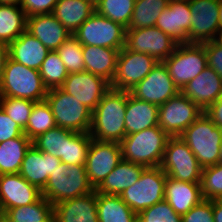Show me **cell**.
<instances>
[{"label": "cell", "instance_id": "cell-7", "mask_svg": "<svg viewBox=\"0 0 222 222\" xmlns=\"http://www.w3.org/2000/svg\"><path fill=\"white\" fill-rule=\"evenodd\" d=\"M166 173L159 167H146L138 181L125 189L120 197L133 210L139 214L146 208L164 200Z\"/></svg>", "mask_w": 222, "mask_h": 222}, {"label": "cell", "instance_id": "cell-47", "mask_svg": "<svg viewBox=\"0 0 222 222\" xmlns=\"http://www.w3.org/2000/svg\"><path fill=\"white\" fill-rule=\"evenodd\" d=\"M207 55V66L222 78V46L213 40L203 43Z\"/></svg>", "mask_w": 222, "mask_h": 222}, {"label": "cell", "instance_id": "cell-13", "mask_svg": "<svg viewBox=\"0 0 222 222\" xmlns=\"http://www.w3.org/2000/svg\"><path fill=\"white\" fill-rule=\"evenodd\" d=\"M177 45L176 41L155 26L126 30L124 47L134 52L147 53L157 62H164Z\"/></svg>", "mask_w": 222, "mask_h": 222}, {"label": "cell", "instance_id": "cell-53", "mask_svg": "<svg viewBox=\"0 0 222 222\" xmlns=\"http://www.w3.org/2000/svg\"><path fill=\"white\" fill-rule=\"evenodd\" d=\"M219 28H222V0L219 1Z\"/></svg>", "mask_w": 222, "mask_h": 222}, {"label": "cell", "instance_id": "cell-23", "mask_svg": "<svg viewBox=\"0 0 222 222\" xmlns=\"http://www.w3.org/2000/svg\"><path fill=\"white\" fill-rule=\"evenodd\" d=\"M57 222H99L97 192L82 195L53 205Z\"/></svg>", "mask_w": 222, "mask_h": 222}, {"label": "cell", "instance_id": "cell-18", "mask_svg": "<svg viewBox=\"0 0 222 222\" xmlns=\"http://www.w3.org/2000/svg\"><path fill=\"white\" fill-rule=\"evenodd\" d=\"M41 197V190L27 182L19 173L0 175V213L35 203Z\"/></svg>", "mask_w": 222, "mask_h": 222}, {"label": "cell", "instance_id": "cell-12", "mask_svg": "<svg viewBox=\"0 0 222 222\" xmlns=\"http://www.w3.org/2000/svg\"><path fill=\"white\" fill-rule=\"evenodd\" d=\"M157 64L147 53L127 50L123 47L117 57L116 73L111 88L130 91L141 82Z\"/></svg>", "mask_w": 222, "mask_h": 222}, {"label": "cell", "instance_id": "cell-20", "mask_svg": "<svg viewBox=\"0 0 222 222\" xmlns=\"http://www.w3.org/2000/svg\"><path fill=\"white\" fill-rule=\"evenodd\" d=\"M61 163L58 157L38 150L31 145L26 151L19 174L30 184L42 190L50 175L58 169Z\"/></svg>", "mask_w": 222, "mask_h": 222}, {"label": "cell", "instance_id": "cell-48", "mask_svg": "<svg viewBox=\"0 0 222 222\" xmlns=\"http://www.w3.org/2000/svg\"><path fill=\"white\" fill-rule=\"evenodd\" d=\"M204 113L217 127L222 129V96L213 102Z\"/></svg>", "mask_w": 222, "mask_h": 222}, {"label": "cell", "instance_id": "cell-19", "mask_svg": "<svg viewBox=\"0 0 222 222\" xmlns=\"http://www.w3.org/2000/svg\"><path fill=\"white\" fill-rule=\"evenodd\" d=\"M191 16L188 1L169 0L168 6L157 18L155 27L169 35L178 44L187 43Z\"/></svg>", "mask_w": 222, "mask_h": 222}, {"label": "cell", "instance_id": "cell-9", "mask_svg": "<svg viewBox=\"0 0 222 222\" xmlns=\"http://www.w3.org/2000/svg\"><path fill=\"white\" fill-rule=\"evenodd\" d=\"M160 167L168 177L183 182L201 183L202 167L179 136L168 138Z\"/></svg>", "mask_w": 222, "mask_h": 222}, {"label": "cell", "instance_id": "cell-28", "mask_svg": "<svg viewBox=\"0 0 222 222\" xmlns=\"http://www.w3.org/2000/svg\"><path fill=\"white\" fill-rule=\"evenodd\" d=\"M85 71L103 77L112 83L119 50L100 46H82Z\"/></svg>", "mask_w": 222, "mask_h": 222}, {"label": "cell", "instance_id": "cell-29", "mask_svg": "<svg viewBox=\"0 0 222 222\" xmlns=\"http://www.w3.org/2000/svg\"><path fill=\"white\" fill-rule=\"evenodd\" d=\"M146 167L122 160L104 181L95 189L101 194L121 195V193L138 181Z\"/></svg>", "mask_w": 222, "mask_h": 222}, {"label": "cell", "instance_id": "cell-15", "mask_svg": "<svg viewBox=\"0 0 222 222\" xmlns=\"http://www.w3.org/2000/svg\"><path fill=\"white\" fill-rule=\"evenodd\" d=\"M129 92L136 99L160 106L180 90L174 84L164 62H157L149 74Z\"/></svg>", "mask_w": 222, "mask_h": 222}, {"label": "cell", "instance_id": "cell-46", "mask_svg": "<svg viewBox=\"0 0 222 222\" xmlns=\"http://www.w3.org/2000/svg\"><path fill=\"white\" fill-rule=\"evenodd\" d=\"M58 0H22L21 8L27 17L36 14H51Z\"/></svg>", "mask_w": 222, "mask_h": 222}, {"label": "cell", "instance_id": "cell-49", "mask_svg": "<svg viewBox=\"0 0 222 222\" xmlns=\"http://www.w3.org/2000/svg\"><path fill=\"white\" fill-rule=\"evenodd\" d=\"M8 58H9L8 45H6L3 42H0V86L2 82L4 68L6 66Z\"/></svg>", "mask_w": 222, "mask_h": 222}, {"label": "cell", "instance_id": "cell-35", "mask_svg": "<svg viewBox=\"0 0 222 222\" xmlns=\"http://www.w3.org/2000/svg\"><path fill=\"white\" fill-rule=\"evenodd\" d=\"M53 213V205L43 196L35 203L7 209L3 214L12 222H43Z\"/></svg>", "mask_w": 222, "mask_h": 222}, {"label": "cell", "instance_id": "cell-45", "mask_svg": "<svg viewBox=\"0 0 222 222\" xmlns=\"http://www.w3.org/2000/svg\"><path fill=\"white\" fill-rule=\"evenodd\" d=\"M22 134H24V130L0 106V143L20 137Z\"/></svg>", "mask_w": 222, "mask_h": 222}, {"label": "cell", "instance_id": "cell-17", "mask_svg": "<svg viewBox=\"0 0 222 222\" xmlns=\"http://www.w3.org/2000/svg\"><path fill=\"white\" fill-rule=\"evenodd\" d=\"M59 88L93 112L111 86L103 77L82 71L69 73Z\"/></svg>", "mask_w": 222, "mask_h": 222}, {"label": "cell", "instance_id": "cell-36", "mask_svg": "<svg viewBox=\"0 0 222 222\" xmlns=\"http://www.w3.org/2000/svg\"><path fill=\"white\" fill-rule=\"evenodd\" d=\"M135 0H95L96 12L113 22L129 27Z\"/></svg>", "mask_w": 222, "mask_h": 222}, {"label": "cell", "instance_id": "cell-33", "mask_svg": "<svg viewBox=\"0 0 222 222\" xmlns=\"http://www.w3.org/2000/svg\"><path fill=\"white\" fill-rule=\"evenodd\" d=\"M169 0H135L129 27L126 30L153 27Z\"/></svg>", "mask_w": 222, "mask_h": 222}, {"label": "cell", "instance_id": "cell-50", "mask_svg": "<svg viewBox=\"0 0 222 222\" xmlns=\"http://www.w3.org/2000/svg\"><path fill=\"white\" fill-rule=\"evenodd\" d=\"M214 222H222V200H212Z\"/></svg>", "mask_w": 222, "mask_h": 222}, {"label": "cell", "instance_id": "cell-5", "mask_svg": "<svg viewBox=\"0 0 222 222\" xmlns=\"http://www.w3.org/2000/svg\"><path fill=\"white\" fill-rule=\"evenodd\" d=\"M85 170V166L60 163L58 169L50 175L42 196L52 205L94 192Z\"/></svg>", "mask_w": 222, "mask_h": 222}, {"label": "cell", "instance_id": "cell-26", "mask_svg": "<svg viewBox=\"0 0 222 222\" xmlns=\"http://www.w3.org/2000/svg\"><path fill=\"white\" fill-rule=\"evenodd\" d=\"M158 111V105L136 99L127 91L125 135L158 126Z\"/></svg>", "mask_w": 222, "mask_h": 222}, {"label": "cell", "instance_id": "cell-38", "mask_svg": "<svg viewBox=\"0 0 222 222\" xmlns=\"http://www.w3.org/2000/svg\"><path fill=\"white\" fill-rule=\"evenodd\" d=\"M72 132L56 126L35 138L32 141V145L38 150L60 159L64 157L65 140Z\"/></svg>", "mask_w": 222, "mask_h": 222}, {"label": "cell", "instance_id": "cell-27", "mask_svg": "<svg viewBox=\"0 0 222 222\" xmlns=\"http://www.w3.org/2000/svg\"><path fill=\"white\" fill-rule=\"evenodd\" d=\"M94 12L95 0H58L52 14L73 35Z\"/></svg>", "mask_w": 222, "mask_h": 222}, {"label": "cell", "instance_id": "cell-2", "mask_svg": "<svg viewBox=\"0 0 222 222\" xmlns=\"http://www.w3.org/2000/svg\"><path fill=\"white\" fill-rule=\"evenodd\" d=\"M168 138L159 126L125 135L120 142L122 160L145 167H159Z\"/></svg>", "mask_w": 222, "mask_h": 222}, {"label": "cell", "instance_id": "cell-30", "mask_svg": "<svg viewBox=\"0 0 222 222\" xmlns=\"http://www.w3.org/2000/svg\"><path fill=\"white\" fill-rule=\"evenodd\" d=\"M97 216L99 222H137V214L120 195L97 192Z\"/></svg>", "mask_w": 222, "mask_h": 222}, {"label": "cell", "instance_id": "cell-4", "mask_svg": "<svg viewBox=\"0 0 222 222\" xmlns=\"http://www.w3.org/2000/svg\"><path fill=\"white\" fill-rule=\"evenodd\" d=\"M202 168L218 164L222 129L203 113L180 136Z\"/></svg>", "mask_w": 222, "mask_h": 222}, {"label": "cell", "instance_id": "cell-32", "mask_svg": "<svg viewBox=\"0 0 222 222\" xmlns=\"http://www.w3.org/2000/svg\"><path fill=\"white\" fill-rule=\"evenodd\" d=\"M27 30V15L21 6L0 5V42L9 45Z\"/></svg>", "mask_w": 222, "mask_h": 222}, {"label": "cell", "instance_id": "cell-42", "mask_svg": "<svg viewBox=\"0 0 222 222\" xmlns=\"http://www.w3.org/2000/svg\"><path fill=\"white\" fill-rule=\"evenodd\" d=\"M200 184L204 199L222 200V164L202 168Z\"/></svg>", "mask_w": 222, "mask_h": 222}, {"label": "cell", "instance_id": "cell-55", "mask_svg": "<svg viewBox=\"0 0 222 222\" xmlns=\"http://www.w3.org/2000/svg\"><path fill=\"white\" fill-rule=\"evenodd\" d=\"M43 222H57L54 213H52L45 221Z\"/></svg>", "mask_w": 222, "mask_h": 222}, {"label": "cell", "instance_id": "cell-31", "mask_svg": "<svg viewBox=\"0 0 222 222\" xmlns=\"http://www.w3.org/2000/svg\"><path fill=\"white\" fill-rule=\"evenodd\" d=\"M32 141L22 134L0 143V175L19 173L26 151Z\"/></svg>", "mask_w": 222, "mask_h": 222}, {"label": "cell", "instance_id": "cell-24", "mask_svg": "<svg viewBox=\"0 0 222 222\" xmlns=\"http://www.w3.org/2000/svg\"><path fill=\"white\" fill-rule=\"evenodd\" d=\"M164 199L181 216L204 200L200 183L183 182L168 176L165 182Z\"/></svg>", "mask_w": 222, "mask_h": 222}, {"label": "cell", "instance_id": "cell-37", "mask_svg": "<svg viewBox=\"0 0 222 222\" xmlns=\"http://www.w3.org/2000/svg\"><path fill=\"white\" fill-rule=\"evenodd\" d=\"M91 140L89 132H72L65 140L64 157H61L60 161L67 165L85 166Z\"/></svg>", "mask_w": 222, "mask_h": 222}, {"label": "cell", "instance_id": "cell-52", "mask_svg": "<svg viewBox=\"0 0 222 222\" xmlns=\"http://www.w3.org/2000/svg\"><path fill=\"white\" fill-rule=\"evenodd\" d=\"M213 41L222 46V28H219Z\"/></svg>", "mask_w": 222, "mask_h": 222}, {"label": "cell", "instance_id": "cell-3", "mask_svg": "<svg viewBox=\"0 0 222 222\" xmlns=\"http://www.w3.org/2000/svg\"><path fill=\"white\" fill-rule=\"evenodd\" d=\"M47 92L48 88L44 85L39 70L8 58L0 86V97L38 102L45 100Z\"/></svg>", "mask_w": 222, "mask_h": 222}, {"label": "cell", "instance_id": "cell-34", "mask_svg": "<svg viewBox=\"0 0 222 222\" xmlns=\"http://www.w3.org/2000/svg\"><path fill=\"white\" fill-rule=\"evenodd\" d=\"M55 118L48 102L45 100L34 102L31 115L24 130V134L33 141L39 135L56 127Z\"/></svg>", "mask_w": 222, "mask_h": 222}, {"label": "cell", "instance_id": "cell-11", "mask_svg": "<svg viewBox=\"0 0 222 222\" xmlns=\"http://www.w3.org/2000/svg\"><path fill=\"white\" fill-rule=\"evenodd\" d=\"M204 111L181 91L159 106L158 126L169 136H180Z\"/></svg>", "mask_w": 222, "mask_h": 222}, {"label": "cell", "instance_id": "cell-43", "mask_svg": "<svg viewBox=\"0 0 222 222\" xmlns=\"http://www.w3.org/2000/svg\"><path fill=\"white\" fill-rule=\"evenodd\" d=\"M137 222H182V217L164 199L140 212Z\"/></svg>", "mask_w": 222, "mask_h": 222}, {"label": "cell", "instance_id": "cell-40", "mask_svg": "<svg viewBox=\"0 0 222 222\" xmlns=\"http://www.w3.org/2000/svg\"><path fill=\"white\" fill-rule=\"evenodd\" d=\"M68 73L85 71L82 45L72 35L57 50Z\"/></svg>", "mask_w": 222, "mask_h": 222}, {"label": "cell", "instance_id": "cell-22", "mask_svg": "<svg viewBox=\"0 0 222 222\" xmlns=\"http://www.w3.org/2000/svg\"><path fill=\"white\" fill-rule=\"evenodd\" d=\"M27 31L50 51H56L72 34L51 14L27 17Z\"/></svg>", "mask_w": 222, "mask_h": 222}, {"label": "cell", "instance_id": "cell-56", "mask_svg": "<svg viewBox=\"0 0 222 222\" xmlns=\"http://www.w3.org/2000/svg\"><path fill=\"white\" fill-rule=\"evenodd\" d=\"M218 164H222V143H221V146H220V153H219Z\"/></svg>", "mask_w": 222, "mask_h": 222}, {"label": "cell", "instance_id": "cell-21", "mask_svg": "<svg viewBox=\"0 0 222 222\" xmlns=\"http://www.w3.org/2000/svg\"><path fill=\"white\" fill-rule=\"evenodd\" d=\"M181 92L205 111L222 96V78L211 67L206 66Z\"/></svg>", "mask_w": 222, "mask_h": 222}, {"label": "cell", "instance_id": "cell-54", "mask_svg": "<svg viewBox=\"0 0 222 222\" xmlns=\"http://www.w3.org/2000/svg\"><path fill=\"white\" fill-rule=\"evenodd\" d=\"M0 222H12V221L3 213H0Z\"/></svg>", "mask_w": 222, "mask_h": 222}, {"label": "cell", "instance_id": "cell-1", "mask_svg": "<svg viewBox=\"0 0 222 222\" xmlns=\"http://www.w3.org/2000/svg\"><path fill=\"white\" fill-rule=\"evenodd\" d=\"M127 91L110 88L92 112L90 136L99 141L120 143L125 137Z\"/></svg>", "mask_w": 222, "mask_h": 222}, {"label": "cell", "instance_id": "cell-44", "mask_svg": "<svg viewBox=\"0 0 222 222\" xmlns=\"http://www.w3.org/2000/svg\"><path fill=\"white\" fill-rule=\"evenodd\" d=\"M181 217L182 222H214L212 200H202Z\"/></svg>", "mask_w": 222, "mask_h": 222}, {"label": "cell", "instance_id": "cell-6", "mask_svg": "<svg viewBox=\"0 0 222 222\" xmlns=\"http://www.w3.org/2000/svg\"><path fill=\"white\" fill-rule=\"evenodd\" d=\"M46 101L58 127L77 132L88 133L92 124V112L74 96L60 88L49 89Z\"/></svg>", "mask_w": 222, "mask_h": 222}, {"label": "cell", "instance_id": "cell-16", "mask_svg": "<svg viewBox=\"0 0 222 222\" xmlns=\"http://www.w3.org/2000/svg\"><path fill=\"white\" fill-rule=\"evenodd\" d=\"M220 0H189L191 16L187 43L212 41L219 29Z\"/></svg>", "mask_w": 222, "mask_h": 222}, {"label": "cell", "instance_id": "cell-8", "mask_svg": "<svg viewBox=\"0 0 222 222\" xmlns=\"http://www.w3.org/2000/svg\"><path fill=\"white\" fill-rule=\"evenodd\" d=\"M170 77L181 91L207 66L204 44H178L174 52L164 61Z\"/></svg>", "mask_w": 222, "mask_h": 222}, {"label": "cell", "instance_id": "cell-14", "mask_svg": "<svg viewBox=\"0 0 222 222\" xmlns=\"http://www.w3.org/2000/svg\"><path fill=\"white\" fill-rule=\"evenodd\" d=\"M121 161L120 143L99 141L92 138L85 162V170L94 189L104 181Z\"/></svg>", "mask_w": 222, "mask_h": 222}, {"label": "cell", "instance_id": "cell-51", "mask_svg": "<svg viewBox=\"0 0 222 222\" xmlns=\"http://www.w3.org/2000/svg\"><path fill=\"white\" fill-rule=\"evenodd\" d=\"M22 0H0V5H16L21 6Z\"/></svg>", "mask_w": 222, "mask_h": 222}, {"label": "cell", "instance_id": "cell-41", "mask_svg": "<svg viewBox=\"0 0 222 222\" xmlns=\"http://www.w3.org/2000/svg\"><path fill=\"white\" fill-rule=\"evenodd\" d=\"M0 106L14 122L25 130L34 101L13 97H0Z\"/></svg>", "mask_w": 222, "mask_h": 222}, {"label": "cell", "instance_id": "cell-10", "mask_svg": "<svg viewBox=\"0 0 222 222\" xmlns=\"http://www.w3.org/2000/svg\"><path fill=\"white\" fill-rule=\"evenodd\" d=\"M126 28L94 12L73 34L82 46H100L121 50Z\"/></svg>", "mask_w": 222, "mask_h": 222}, {"label": "cell", "instance_id": "cell-39", "mask_svg": "<svg viewBox=\"0 0 222 222\" xmlns=\"http://www.w3.org/2000/svg\"><path fill=\"white\" fill-rule=\"evenodd\" d=\"M44 85L49 89L59 88L68 76V71L56 51H50L39 69Z\"/></svg>", "mask_w": 222, "mask_h": 222}, {"label": "cell", "instance_id": "cell-25", "mask_svg": "<svg viewBox=\"0 0 222 222\" xmlns=\"http://www.w3.org/2000/svg\"><path fill=\"white\" fill-rule=\"evenodd\" d=\"M9 58L29 68L39 70L50 52L27 30L8 45Z\"/></svg>", "mask_w": 222, "mask_h": 222}]
</instances>
